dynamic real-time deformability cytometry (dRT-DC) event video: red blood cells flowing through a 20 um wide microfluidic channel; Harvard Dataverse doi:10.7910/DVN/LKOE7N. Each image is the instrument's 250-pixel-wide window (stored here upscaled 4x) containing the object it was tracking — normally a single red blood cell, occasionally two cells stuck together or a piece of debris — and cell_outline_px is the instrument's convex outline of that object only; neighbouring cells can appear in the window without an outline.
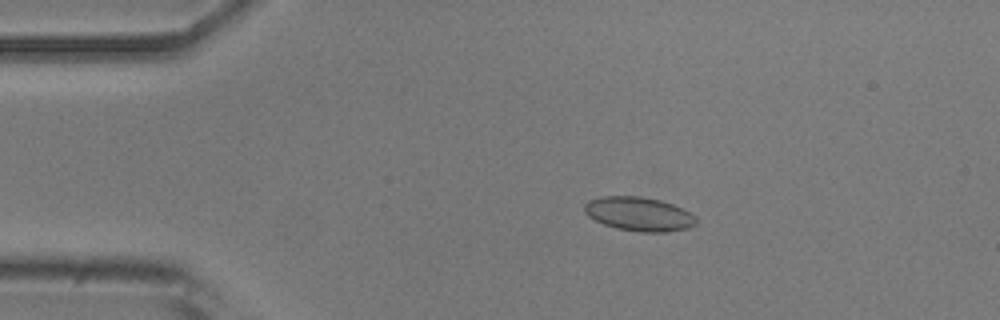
{"species": "common noctule bat (a hibernating species)", "species_latin": "Nyctalus noctula", "temperature_condition": "room temperature", "stored_images_in_passage": 5, "camera_frame_rate_fps": 3000, "um_per_image_px": 0.085, "animal": {"sex": "male", "body_mass_g": 20.5, "forearm_length_mm": 52.5}, "frame": {"image": 1, "passage_image": 3, "time_ms": 0.667, "image_size_px": [1000, 320], "cell_outline_px": [[696, 224], [688, 228], [668, 232], [640, 232], [616, 228], [604, 224], [588, 216], [584, 212], [584, 204], [588, 200], [600, 196], [640, 196], [660, 200], [672, 204], [688, 212], [696, 220]], "centroid_in_image_um": [54.26, 18.19], "position_along_channel_um": 30.7, "area_um2": 22.02}}
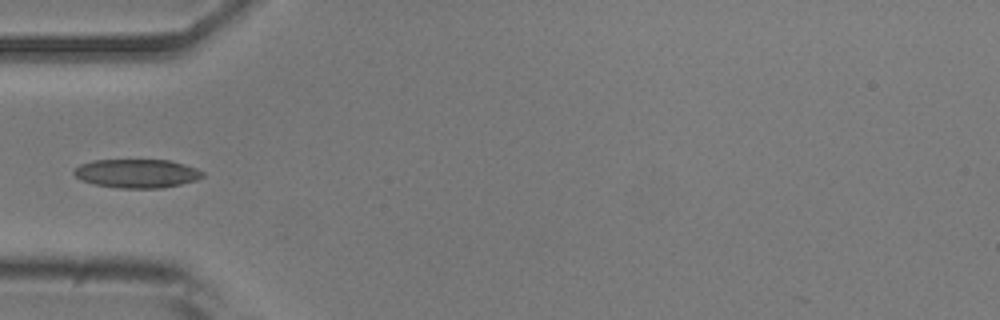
{"frame": {"image": 2, "passage_image": 5, "time_ms": 1.333, "image_size_px": [1000, 320], "cell_outline_px": [[204, 176], [196, 180], [180, 184], [160, 188], [120, 188], [92, 184], [80, 180], [72, 172], [80, 164], [92, 160], [168, 160], [184, 164], [196, 168], [204, 172]], "centroid_in_image_um": [11.61, 14.74], "position_along_channel_um": 73.4, "area_um2": 21.56}}